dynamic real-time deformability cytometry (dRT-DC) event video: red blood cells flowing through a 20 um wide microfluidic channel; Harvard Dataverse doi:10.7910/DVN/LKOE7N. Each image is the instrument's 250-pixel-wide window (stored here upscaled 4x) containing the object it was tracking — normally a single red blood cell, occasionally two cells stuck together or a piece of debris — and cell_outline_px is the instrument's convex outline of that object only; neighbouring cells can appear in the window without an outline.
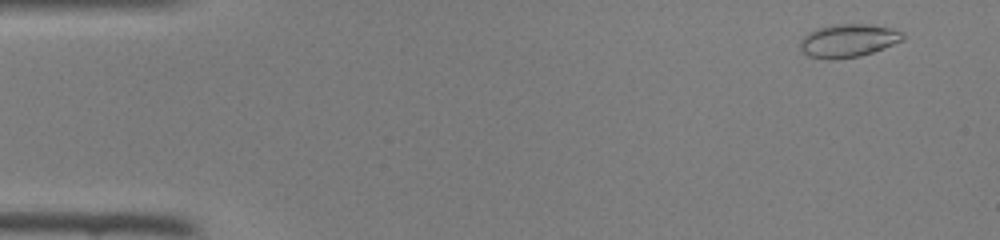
{"species": "common noctule bat (a hibernating species)", "species_latin": "Nyctalus noctula", "temperature_condition": "room temperature", "stored_images_in_passage": 46, "camera_frame_rate_fps": 3000, "um_per_image_px": 0.085, "animal": {"sex": "female", "body_mass_g": 22.0, "forearm_length_mm": 56.7}, "frame": {"image": 1, "passage_image": 3, "time_ms": 0.667, "image_size_px": [1000, 240], "cell_outline_px": [[904, 40], [872, 52], [860, 56], [832, 60], [828, 60], [808, 56], [800, 48], [800, 40], [808, 32], [816, 28], [836, 24], [864, 24], [892, 28], [904, 32]], "centroid_in_image_um": [72.09, 3.45], "position_along_channel_um": 12.9, "area_um2": 19.88}}
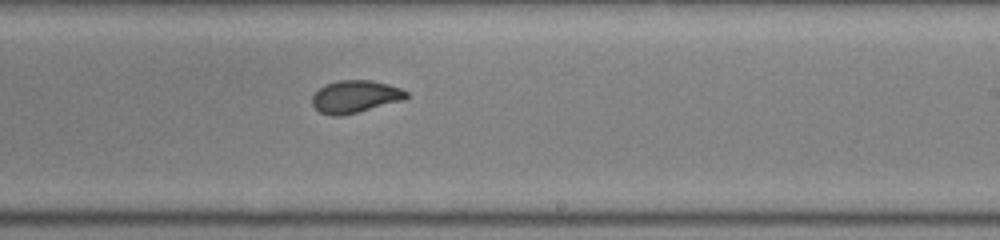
{"frame": {"image": 2, "passage_image": 28, "time_ms": 9.0, "image_size_px": [1000, 240], "cell_outline_px": [[408, 96], [404, 100], [340, 116], [332, 116], [320, 112], [312, 104], [312, 96], [324, 84], [336, 80], [372, 80], [388, 84], [400, 88], [408, 92]], "centroid_in_image_um": [30.18, 8.2], "position_along_channel_um": 258.8, "area_um2": 17.74}}
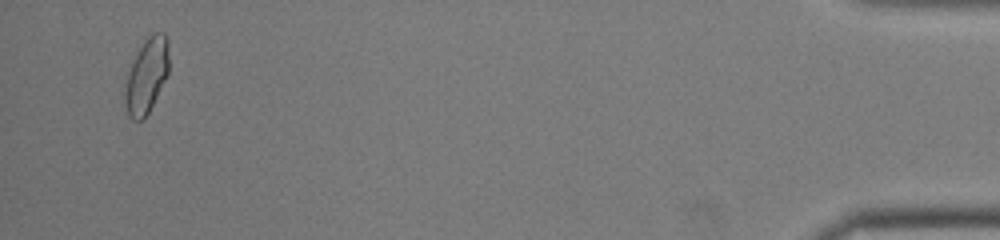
{"frame": {"image": 3, "passage_image": 45, "time_ms": 14.667, "image_size_px": [1000, 240], "cell_outline_px": [[168, 72], [144, 120], [132, 120], [128, 116], [124, 100], [124, 92], [128, 72], [144, 40], [152, 32], [164, 32], [168, 40]], "centroid_in_image_um": [12.45, 6.43], "position_along_channel_um": 422.7, "area_um2": 18.84}}